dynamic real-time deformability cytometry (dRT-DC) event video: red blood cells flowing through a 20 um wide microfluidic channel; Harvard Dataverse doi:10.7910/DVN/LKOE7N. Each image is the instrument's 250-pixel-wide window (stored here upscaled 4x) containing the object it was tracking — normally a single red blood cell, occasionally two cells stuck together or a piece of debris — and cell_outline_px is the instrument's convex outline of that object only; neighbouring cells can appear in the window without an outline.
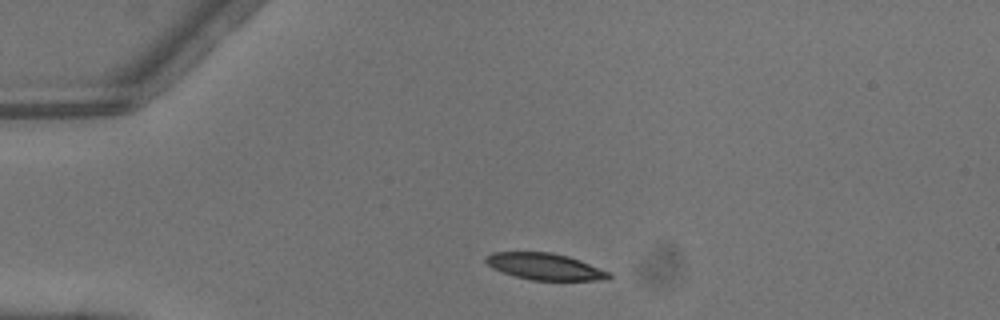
{"species": "common noctule bat (a hibernating species)", "species_latin": "Nyctalus noctula", "temperature_condition": "warm", "stored_images_in_passage": 3, "camera_frame_rate_fps": 3000, "um_per_image_px": 0.085, "animal": {"sex": "male", "body_mass_g": 13.3}, "frame": {"image": 1, "passage_image": 1, "time_ms": 0.0, "image_size_px": [1000, 320], "cell_outline_px": [[612, 276], [608, 280], [532, 280], [516, 276], [492, 268], [484, 260], [484, 256], [492, 252], [552, 252], [568, 256], [580, 260], [608, 272]], "centroid_in_image_um": [46.3, 22.65], "position_along_channel_um": 38.7, "area_um2": 18.96}}
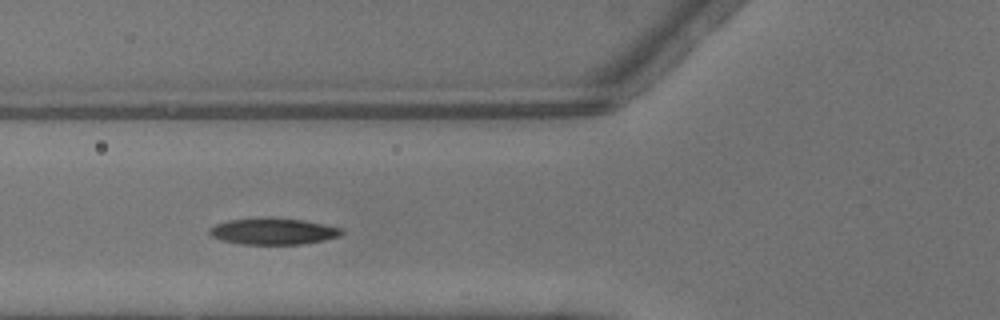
{"frame": {"image": 2, "passage_image": 3, "time_ms": 0.667, "image_size_px": [1000, 320], "cell_outline_px": [[344, 232], [340, 236], [324, 240], [304, 244], [240, 244], [220, 240], [208, 236], [208, 228], [216, 224], [228, 220], [260, 216], [268, 216], [304, 220], [324, 224], [340, 228]], "centroid_in_image_um": [23.15, 19.64], "position_along_channel_um": 102.6, "area_um2": 20.92}}